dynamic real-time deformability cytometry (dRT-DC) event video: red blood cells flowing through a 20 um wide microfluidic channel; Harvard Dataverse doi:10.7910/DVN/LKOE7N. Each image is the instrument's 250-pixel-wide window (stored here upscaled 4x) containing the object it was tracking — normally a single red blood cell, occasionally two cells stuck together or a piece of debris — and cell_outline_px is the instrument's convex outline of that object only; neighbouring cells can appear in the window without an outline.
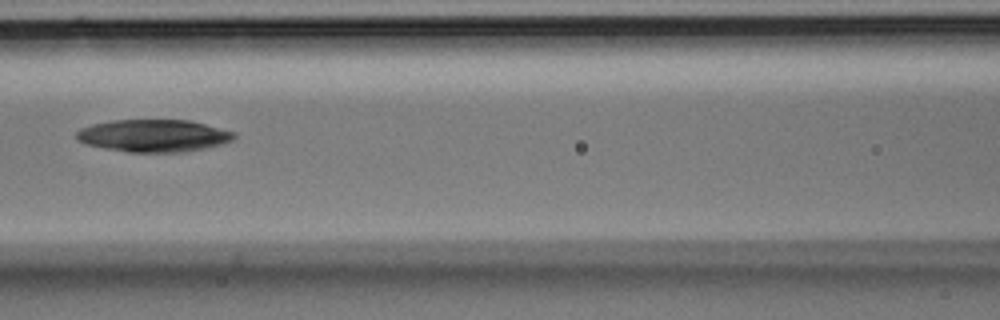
{"species": "Egyptian fruit bat (a non-hibernating species)", "species_latin": "Rousettus aegyptiacus", "temperature_condition": "room temperature", "stored_images_in_passage": 5, "segment_of_instrument_passage": [1, 2], "camera_frame_rate_fps": 3000, "um_per_image_px": 0.085, "animal": {"sex": "male"}, "frame": {"image": 1, "passage_image": 4, "time_ms": 1.0, "image_size_px": [1000, 320], "cell_outline_px": [[236, 136], [232, 140], [220, 144], [204, 148], [184, 152], [128, 152], [104, 148], [84, 144], [76, 140], [76, 132], [80, 128], [92, 124], [112, 120], [188, 120], [236, 132]], "centroid_in_image_um": [13.01, 11.53], "position_along_channel_um": 153.6, "area_um2": 29.77}}